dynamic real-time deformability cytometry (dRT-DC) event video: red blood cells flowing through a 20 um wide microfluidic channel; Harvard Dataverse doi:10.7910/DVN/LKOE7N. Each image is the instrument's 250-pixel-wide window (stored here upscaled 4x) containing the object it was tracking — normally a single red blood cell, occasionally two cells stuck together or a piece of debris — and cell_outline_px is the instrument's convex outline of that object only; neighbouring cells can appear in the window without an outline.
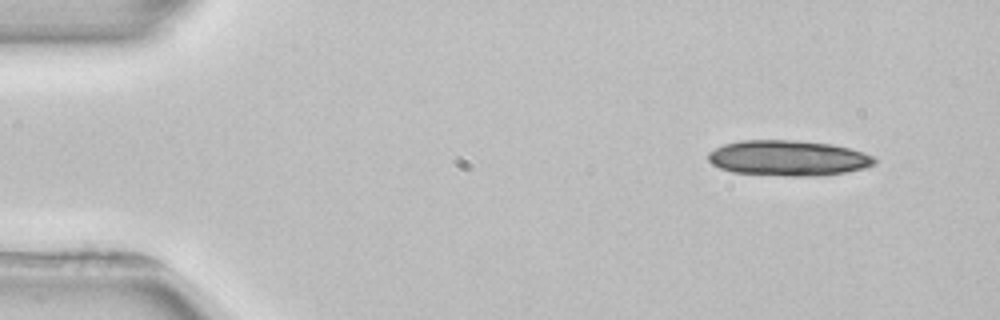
{"species": "common noctule bat (a hibernating species)", "species_latin": "Nyctalus noctula", "temperature_condition": "room temperature", "stored_images_in_passage": 5, "camera_frame_rate_fps": 3000, "um_per_image_px": 0.085, "animal": {"sex": "female", "body_mass_g": 22.7, "forearm_length_mm": 54.2}, "frame": {"image": 1, "passage_image": 1, "time_ms": 0.0, "image_size_px": [1000, 320], "cell_outline_px": [[880, 160], [876, 164], [864, 168], [844, 172], [820, 176], [788, 176], [732, 172], [720, 168], [712, 164], [708, 160], [708, 152], [724, 144], [740, 140], [800, 140], [832, 144], [864, 152]], "centroid_in_image_um": [67.02, 13.43], "position_along_channel_um": 18.0, "area_um2": 34.62}}
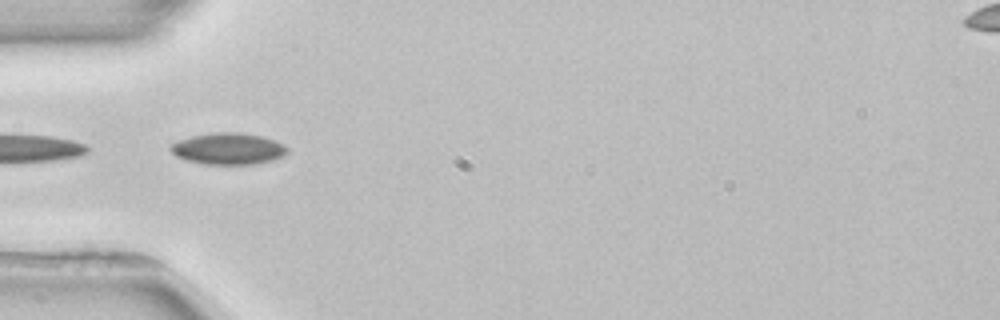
{"frame": {"image": 2, "passage_image": 4, "time_ms": 4.0, "image_size_px": [1000, 320], "cell_outline_px": [[288, 152], [284, 156], [272, 160], [252, 164], [208, 164], [188, 160], [176, 156], [168, 148], [172, 144], [180, 140], [192, 136], [212, 132], [240, 132], [260, 136], [284, 144], [288, 148]], "centroid_in_image_um": [19.42, 12.63], "position_along_channel_um": 65.6, "area_um2": 21.27}}